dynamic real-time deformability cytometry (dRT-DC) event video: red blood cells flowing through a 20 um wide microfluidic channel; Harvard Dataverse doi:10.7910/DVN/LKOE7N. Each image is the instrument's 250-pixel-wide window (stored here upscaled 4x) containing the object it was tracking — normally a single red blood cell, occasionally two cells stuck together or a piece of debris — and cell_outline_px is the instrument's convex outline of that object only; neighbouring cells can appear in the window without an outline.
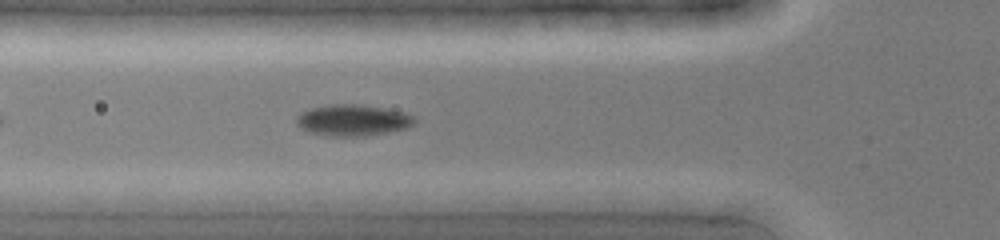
{"species": "common noctule bat (a hibernating species)", "species_latin": "Nyctalus noctula", "temperature_condition": "cold", "stored_images_in_passage": 3, "segment_of_instrument_passage": [1, 2], "camera_frame_rate_fps": 3000, "um_per_image_px": 0.085, "animal": {"sex": "female", "body_mass_g": 19.0, "forearm_length_mm": 51.5}, "frame": {"image": 1, "passage_image": 2, "time_ms": 0.333, "image_size_px": [1000, 240], "cell_outline_px": [[416, 120], [408, 128], [388, 132], [364, 136], [340, 136], [312, 132], [300, 128], [296, 124], [296, 116], [312, 108], [328, 104], [360, 104], [384, 108], [404, 112], [416, 116]], "centroid_in_image_um": [30.03, 10.2], "position_along_channel_um": 95.8, "area_um2": 21.39}}